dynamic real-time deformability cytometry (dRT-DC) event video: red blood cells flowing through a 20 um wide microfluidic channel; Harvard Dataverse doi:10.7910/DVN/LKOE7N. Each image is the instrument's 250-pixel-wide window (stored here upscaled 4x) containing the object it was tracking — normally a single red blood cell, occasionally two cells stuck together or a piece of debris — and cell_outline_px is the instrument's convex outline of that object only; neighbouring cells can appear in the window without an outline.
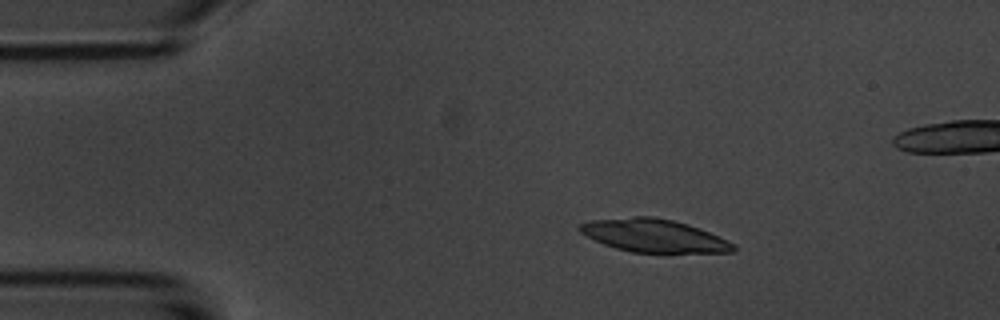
{"species": "common noctule bat (a hibernating species)", "species_latin": "Nyctalus noctula", "temperature_condition": "room temperature", "stored_images_in_passage": 5, "camera_frame_rate_fps": 3000, "um_per_image_px": 0.085, "animal": {"sex": "male", "body_mass_g": 20.1, "forearm_length_mm": 53.5}, "frame": {"image": 1, "passage_image": 2, "time_ms": 1.0, "image_size_px": [1000, 320], "cell_outline_px": [[736, 252], [632, 252], [616, 248], [604, 244], [580, 232], [576, 228], [576, 224], [592, 220], [636, 216], [652, 216], [672, 220], [688, 224], [700, 228], [728, 240], [736, 244]], "centroid_in_image_um": [55.58, 20.02], "position_along_channel_um": 29.4, "area_um2": 29.48}}